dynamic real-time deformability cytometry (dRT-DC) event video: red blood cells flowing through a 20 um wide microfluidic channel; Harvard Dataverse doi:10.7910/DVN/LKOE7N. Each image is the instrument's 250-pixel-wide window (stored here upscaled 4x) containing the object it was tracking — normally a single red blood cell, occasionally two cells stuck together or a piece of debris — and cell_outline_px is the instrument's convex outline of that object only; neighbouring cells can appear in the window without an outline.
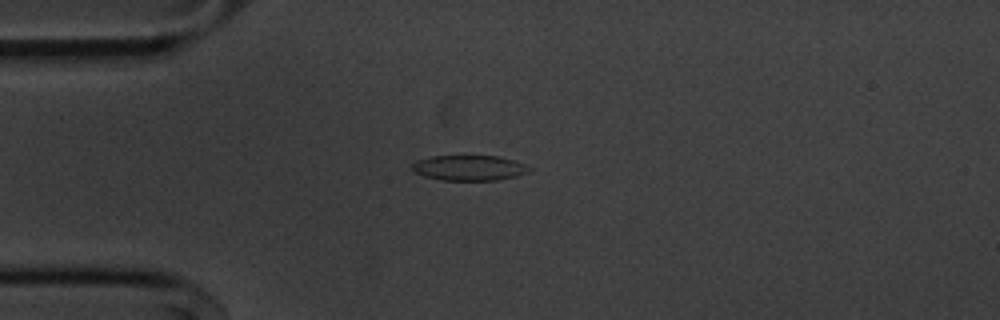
{"species": "common noctule bat (a hibernating species)", "species_latin": "Nyctalus noctula", "temperature_condition": "cold", "stored_images_in_passage": 42, "camera_frame_rate_fps": 3000, "um_per_image_px": 0.085, "animal": {"sex": "male", "body_mass_g": 20.1, "forearm_length_mm": 53.5}, "frame": {"image": 1, "passage_image": 1, "time_ms": 0.0, "image_size_px": [1000, 320], "cell_outline_px": [[532, 168], [528, 172], [516, 176], [496, 180], [440, 180], [424, 176], [412, 172], [412, 164], [416, 160], [432, 156], [496, 156], [516, 160]], "centroid_in_image_um": [39.86, 14.27], "position_along_channel_um": 45.1, "area_um2": 17.34}}
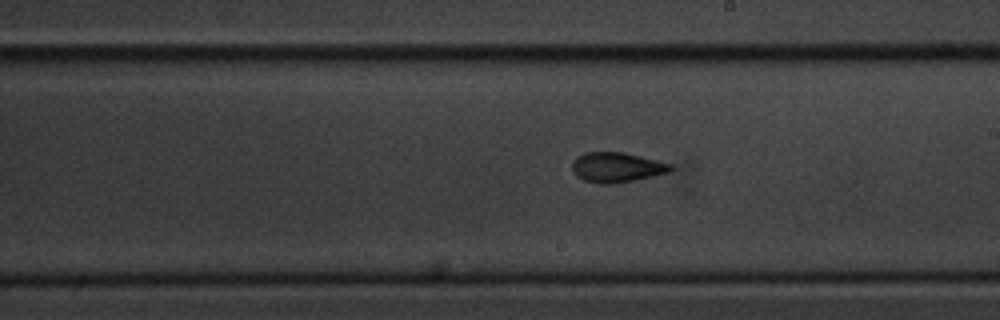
{"frame": {"image": 2, "passage_image": 18, "time_ms": 5.667, "image_size_px": [1000, 320], "cell_outline_px": [[676, 168], [668, 172], [636, 180], [612, 184], [600, 184], [584, 180], [576, 176], [572, 172], [572, 160], [576, 156], [584, 152], [624, 152], [672, 164]], "centroid_in_image_um": [52.39, 14.22], "position_along_channel_um": 236.6, "area_um2": 17.4}}
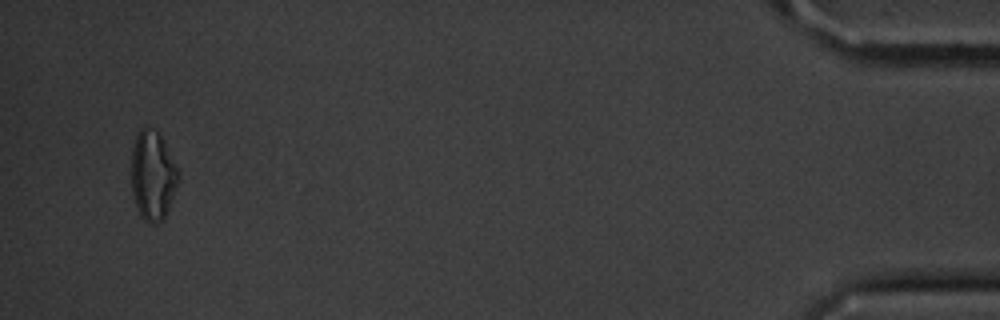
{"frame": {"image": 3, "passage_image": 40, "time_ms": 13.0, "image_size_px": [1000, 320], "cell_outline_px": [[180, 180], [164, 220], [156, 224], [148, 224], [140, 216], [136, 208], [132, 192], [132, 148], [136, 136], [140, 128], [148, 124], [160, 136], [180, 176]], "centroid_in_image_um": [12.97, 14.97], "position_along_channel_um": 422.2, "area_um2": 24.51}, "authors_computed_cell_mechanics": {"area_um2": 17.0221, "velocity_mm_per_s": 3.6371, "shape_relaxation_time_tau1_ms": 3.8562, "shape_relaxation_time_tau2_ms": 2.5409, "deformation_change_tau1": 0.1314, "deformation_change_tau2": 0.0871}}